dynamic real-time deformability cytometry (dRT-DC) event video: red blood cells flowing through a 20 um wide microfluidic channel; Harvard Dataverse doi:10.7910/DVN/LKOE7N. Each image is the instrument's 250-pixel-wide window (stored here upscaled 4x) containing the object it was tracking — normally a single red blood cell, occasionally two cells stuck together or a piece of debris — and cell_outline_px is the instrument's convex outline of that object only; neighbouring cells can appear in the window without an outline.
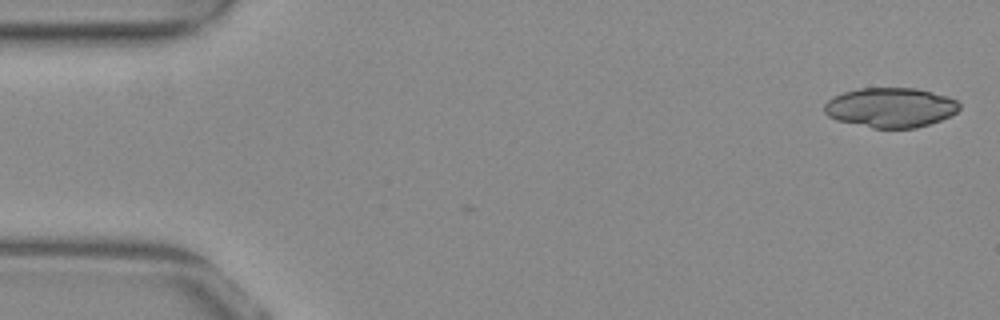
{"species": "common noctule bat (a hibernating species)", "species_latin": "Nyctalus noctula", "temperature_condition": "warm", "stored_images_in_passage": 9, "camera_frame_rate_fps": 3000, "um_per_image_px": 0.085, "animal": {"sex": "female", "body_mass_g": 29.2, "forearm_length_mm": 56.3}, "frame": {"image": 1, "passage_image": 1, "time_ms": 0.0, "image_size_px": [1000, 320], "cell_outline_px": [[960, 108], [956, 112], [940, 120], [916, 128], [872, 128], [836, 120], [828, 116], [824, 112], [824, 104], [832, 96], [844, 92], [860, 88], [916, 88], [948, 96], [956, 100], [960, 104]], "centroid_in_image_um": [75.67, 9.14], "position_along_channel_um": 9.3, "area_um2": 31.33}}